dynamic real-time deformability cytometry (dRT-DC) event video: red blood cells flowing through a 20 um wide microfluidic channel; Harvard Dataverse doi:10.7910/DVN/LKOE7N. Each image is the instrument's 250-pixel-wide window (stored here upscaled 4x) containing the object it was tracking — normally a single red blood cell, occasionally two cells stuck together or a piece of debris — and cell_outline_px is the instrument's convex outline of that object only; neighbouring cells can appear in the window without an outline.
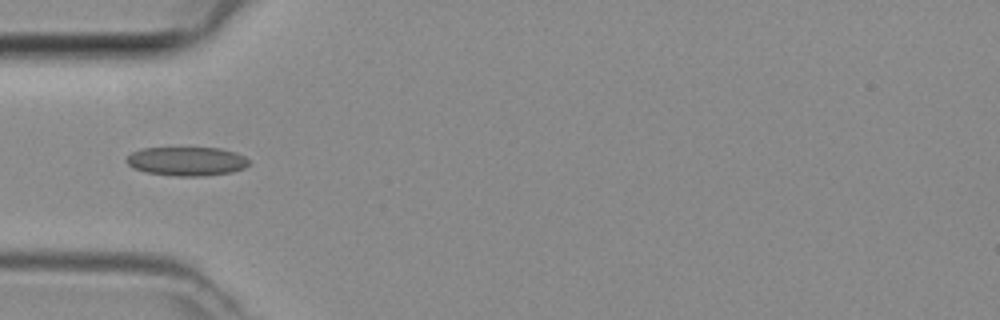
{"species": "common noctule bat (a hibernating species)", "species_latin": "Nyctalus noctula", "temperature_condition": "room temperature", "stored_images_in_passage": 1, "camera_frame_rate_fps": 3000, "um_per_image_px": 0.085, "animal": {"sex": "female", "body_mass_g": 29.2, "forearm_length_mm": 56.3}, "frame": {"image": 1, "passage_image": 1, "time_ms": 0.0, "image_size_px": [1000, 320], "cell_outline_px": [[248, 164], [244, 168], [232, 172], [204, 176], [176, 176], [144, 172], [132, 168], [124, 160], [132, 152], [140, 148], [220, 148], [236, 152], [244, 156], [248, 160]], "centroid_in_image_um": [15.84, 13.71], "position_along_channel_um": 69.2, "area_um2": 20.75}}